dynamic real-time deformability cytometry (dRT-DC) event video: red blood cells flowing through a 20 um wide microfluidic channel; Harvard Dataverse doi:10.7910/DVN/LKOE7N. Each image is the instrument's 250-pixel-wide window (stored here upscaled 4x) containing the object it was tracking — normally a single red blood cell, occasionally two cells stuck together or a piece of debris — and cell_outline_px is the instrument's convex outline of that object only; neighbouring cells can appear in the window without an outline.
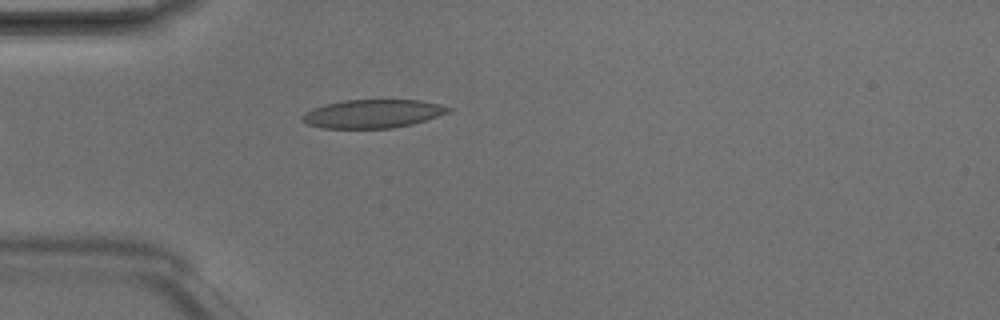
{"species": "Egyptian fruit bat (a non-hibernating species)", "species_latin": "Rousettus aegyptiacus", "temperature_condition": "room temperature", "stored_images_in_passage": 4, "camera_frame_rate_fps": 3000, "um_per_image_px": 0.085, "animal": {"sex": "male"}, "frame": {"image": 1, "passage_image": 4, "time_ms": 1.0, "image_size_px": [1000, 320], "cell_outline_px": [[456, 108], [452, 112], [412, 124], [392, 128], [320, 128], [308, 124], [300, 120], [300, 116], [304, 112], [312, 108], [344, 100], [420, 100]], "centroid_in_image_um": [31.7, 9.67], "position_along_channel_um": 53.3, "area_um2": 24.39}}